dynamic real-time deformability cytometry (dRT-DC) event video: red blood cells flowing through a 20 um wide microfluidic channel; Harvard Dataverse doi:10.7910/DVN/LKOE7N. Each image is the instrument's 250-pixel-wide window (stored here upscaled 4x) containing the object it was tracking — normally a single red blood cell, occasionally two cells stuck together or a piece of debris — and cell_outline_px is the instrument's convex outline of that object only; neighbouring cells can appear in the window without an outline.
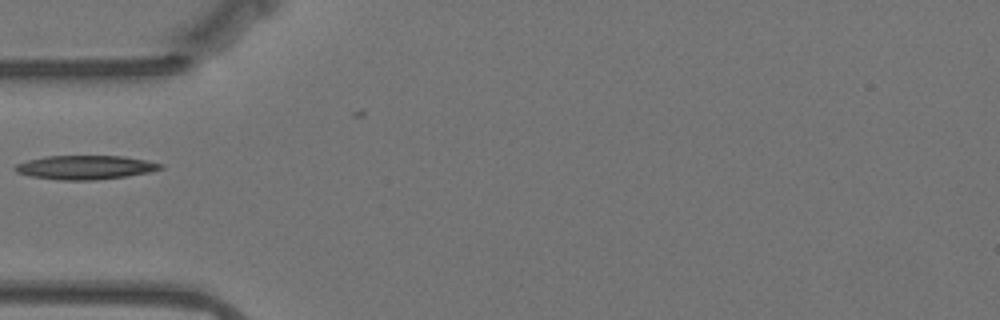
{"species": "Egyptian fruit bat (a non-hibernating species)", "species_latin": "Rousettus aegyptiacus", "temperature_condition": "warm", "stored_images_in_passage": 32, "camera_frame_rate_fps": 3000, "um_per_image_px": 0.085, "animal": {"sex": "female"}, "frame": {"image": 1, "passage_image": 1, "time_ms": 0.0, "image_size_px": [1000, 320], "cell_outline_px": [[164, 168], [152, 172], [96, 180], [56, 180], [28, 176], [16, 172], [12, 168], [16, 164], [28, 160], [44, 156], [124, 156], [164, 164]], "centroid_in_image_um": [7.22, 14.23], "position_along_channel_um": 77.8, "area_um2": 20.46}}
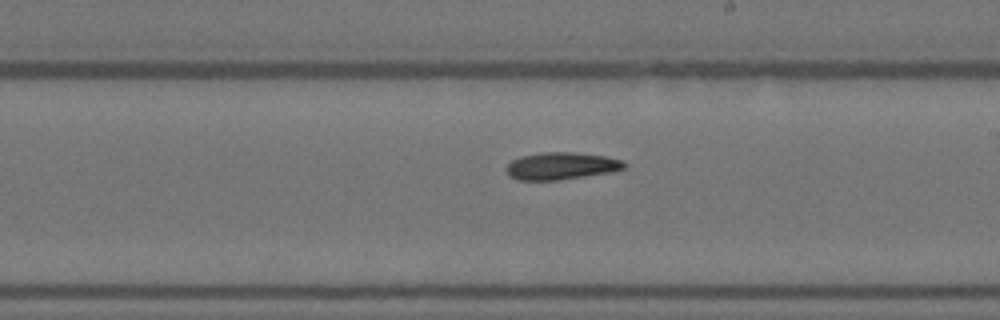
{"frame": {"image": 2, "passage_image": 15, "time_ms": 4.667, "image_size_px": [1000, 320], "cell_outline_px": [[628, 164], [624, 168], [612, 172], [560, 180], [516, 180], [508, 176], [504, 168], [512, 160], [520, 156], [540, 152], [572, 152], [604, 156], [624, 160]], "centroid_in_image_um": [47.68, 14.11], "position_along_channel_um": 241.3, "area_um2": 19.02}}
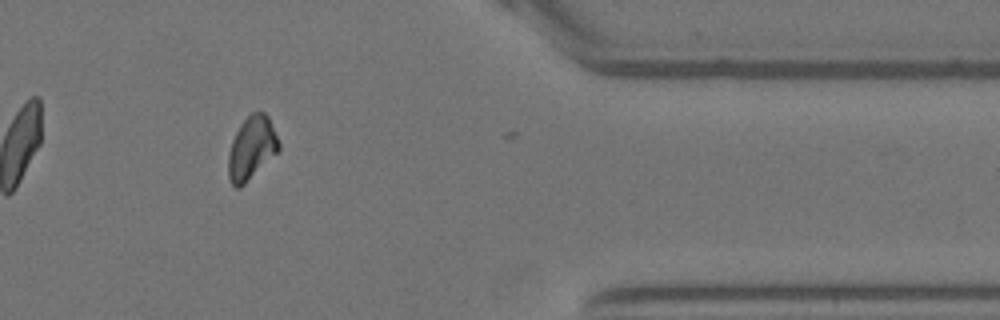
{"frame": {"image": 3, "passage_image": 30, "time_ms": 9.667, "image_size_px": [1000, 320], "cell_outline_px": [[280, 148], [240, 188], [236, 188], [232, 184], [228, 176], [228, 156], [232, 140], [240, 124], [252, 112], [264, 112], [268, 116], [280, 144]], "centroid_in_image_um": [21.36, 12.57], "position_along_channel_um": 390.0, "area_um2": 18.15}}